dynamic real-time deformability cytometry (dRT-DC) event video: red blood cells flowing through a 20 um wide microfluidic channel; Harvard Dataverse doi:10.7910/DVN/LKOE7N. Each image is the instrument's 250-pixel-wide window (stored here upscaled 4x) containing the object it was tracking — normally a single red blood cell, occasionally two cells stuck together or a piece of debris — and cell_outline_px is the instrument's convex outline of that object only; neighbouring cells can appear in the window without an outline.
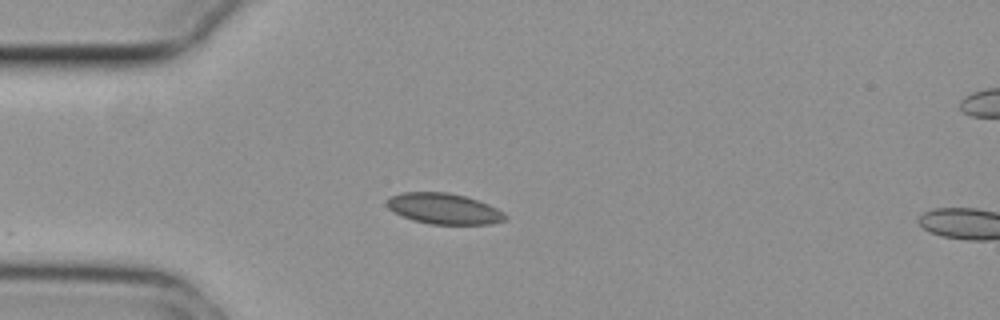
{"species": "common noctule bat (a hibernating species)", "species_latin": "Nyctalus noctula", "temperature_condition": "cold", "stored_images_in_passage": 28, "camera_frame_rate_fps": 3000, "um_per_image_px": 0.085, "animal": {"sex": "female", "body_mass_g": 29.2, "forearm_length_mm": 56.3}, "frame": {"image": 1, "passage_image": 1, "time_ms": 0.0, "image_size_px": [1000, 320], "cell_outline_px": [[508, 216], [504, 220], [492, 224], [432, 224], [412, 220], [388, 208], [384, 204], [388, 196], [404, 192], [448, 192], [464, 196], [488, 204], [504, 212]], "centroid_in_image_um": [37.71, 17.73], "position_along_channel_um": 47.3, "area_um2": 21.21}}
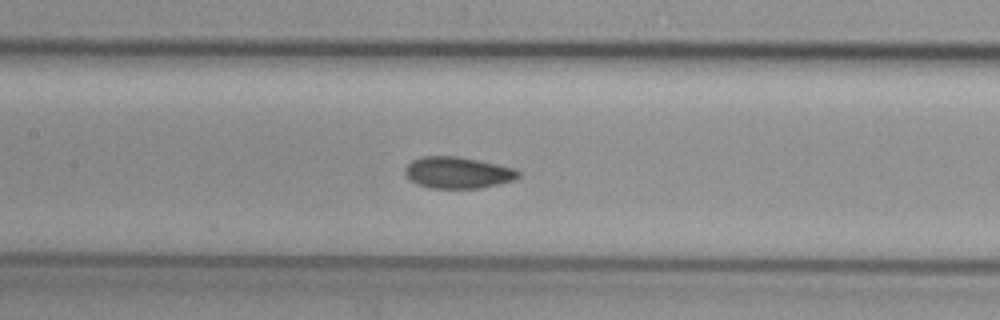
{"frame": {"image": 2, "passage_image": 12, "time_ms": 3.667, "image_size_px": [1000, 320], "cell_outline_px": [[520, 176], [512, 180], [480, 188], [428, 188], [416, 184], [404, 172], [404, 168], [412, 160], [424, 156], [456, 156], [516, 168], [520, 172]], "centroid_in_image_um": [38.89, 14.67], "position_along_channel_um": 168.5, "area_um2": 20.63}}
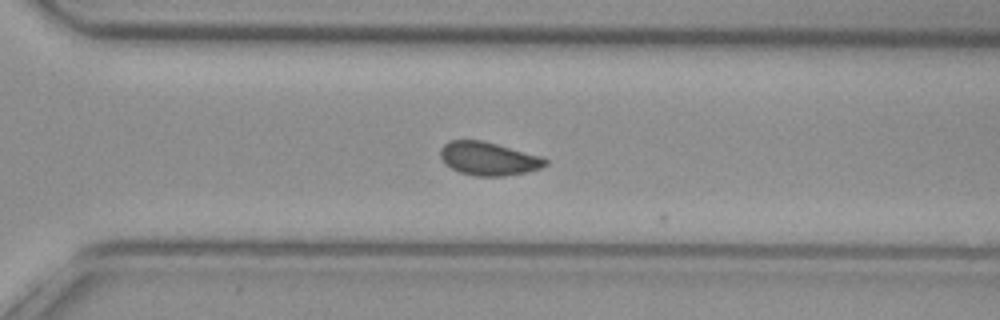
{"frame": {"image": 3, "passage_image": 25, "time_ms": 8.0, "image_size_px": [1000, 320], "cell_outline_px": [[548, 164], [540, 168], [524, 172], [504, 176], [476, 176], [460, 172], [444, 164], [440, 156], [440, 148], [448, 140], [484, 140], [540, 156], [548, 160]], "centroid_in_image_um": [41.49, 13.47], "position_along_channel_um": 329.1, "area_um2": 20.4}}